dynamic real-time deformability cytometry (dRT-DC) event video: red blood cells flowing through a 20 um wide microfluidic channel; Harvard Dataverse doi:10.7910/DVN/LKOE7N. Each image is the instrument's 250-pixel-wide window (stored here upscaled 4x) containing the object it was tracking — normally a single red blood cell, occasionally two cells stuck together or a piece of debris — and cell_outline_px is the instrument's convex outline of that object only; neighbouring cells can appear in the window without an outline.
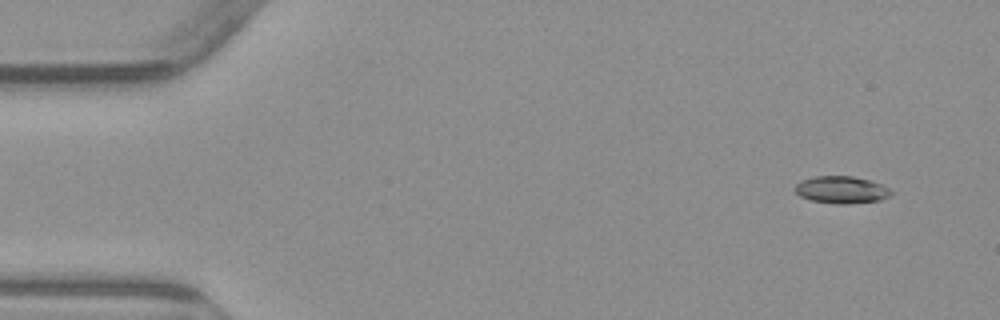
{"species": "common noctule bat (a hibernating species)", "species_latin": "Nyctalus noctula", "temperature_condition": "warm", "stored_images_in_passage": 5, "camera_frame_rate_fps": 3000, "um_per_image_px": 0.085, "animal": {"sex": "male", "body_mass_g": 23.1, "forearm_length_mm": 52.7}, "frame": {"image": 1, "passage_image": 1, "time_ms": 0.0, "image_size_px": [1000, 320], "cell_outline_px": [[896, 192], [880, 200], [848, 204], [836, 204], [812, 200], [800, 196], [796, 192], [796, 184], [800, 180], [816, 176], [852, 176], [872, 180]], "centroid_in_image_um": [71.55, 16.13], "position_along_channel_um": 13.5, "area_um2": 15.26}}
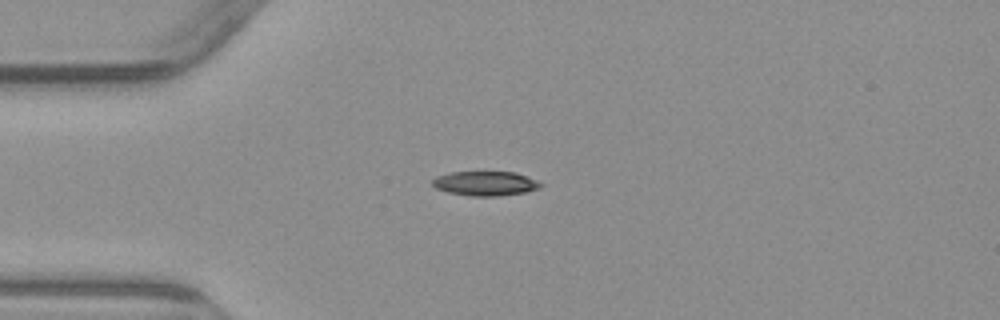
{"frame": {"image": 2, "passage_image": 4, "time_ms": 3.333, "image_size_px": [1000, 320], "cell_outline_px": [[544, 184], [540, 188], [524, 192], [500, 196], [468, 196], [448, 192], [436, 188], [432, 184], [432, 180], [436, 176], [452, 172], [516, 172], [536, 180]], "centroid_in_image_um": [41.26, 15.6], "position_along_channel_um": 43.7, "area_um2": 15.43}}
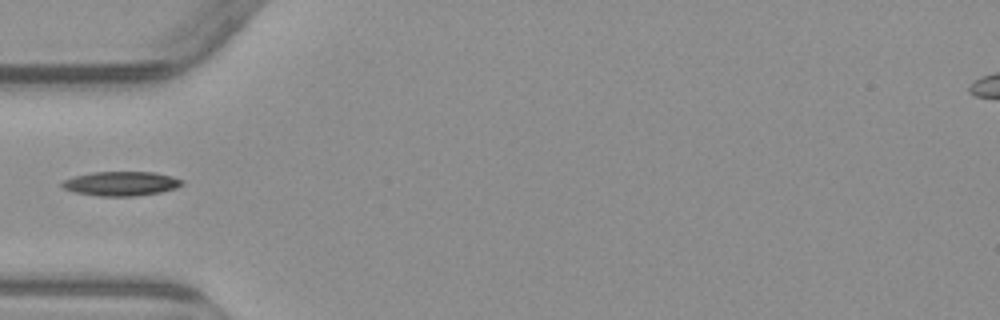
{"frame": {"image": 3, "passage_image": 5, "time_ms": 4.667, "image_size_px": [1000, 320], "cell_outline_px": [[184, 184], [176, 188], [160, 192], [136, 196], [100, 196], [76, 192], [64, 188], [60, 184], [64, 180], [76, 176], [92, 172], [156, 172], [172, 176], [184, 180]], "centroid_in_image_um": [10.35, 15.6], "position_along_channel_um": 74.7, "area_um2": 16.94}}